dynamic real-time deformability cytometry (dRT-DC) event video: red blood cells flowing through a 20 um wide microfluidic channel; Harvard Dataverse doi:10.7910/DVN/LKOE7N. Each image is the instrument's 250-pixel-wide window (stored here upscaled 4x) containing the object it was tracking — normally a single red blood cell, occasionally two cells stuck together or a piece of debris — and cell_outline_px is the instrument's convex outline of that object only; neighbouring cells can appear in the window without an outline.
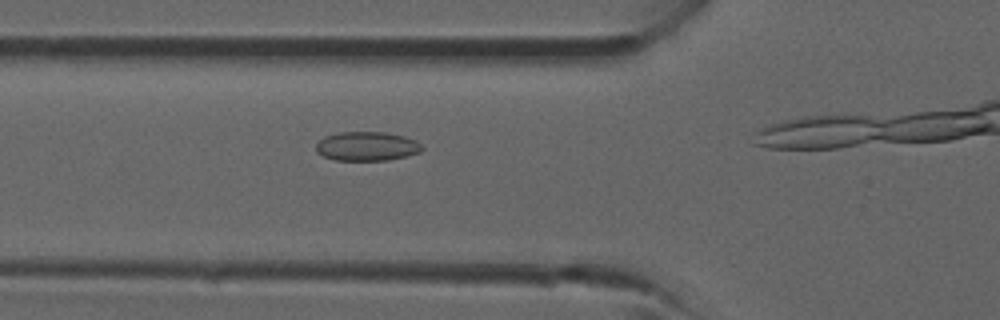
{"species": "common noctule bat (a hibernating species)", "species_latin": "Nyctalus noctula", "temperature_condition": "room temperature", "stored_images_in_passage": 7, "camera_frame_rate_fps": 3000, "um_per_image_px": 0.085, "animal": {"sex": "male", "forearm_length_mm": 52.5}, "frame": {"image": 1, "passage_image": 4, "time_ms": 1.0, "image_size_px": [1000, 320], "cell_outline_px": [[424, 148], [420, 152], [388, 160], [336, 160], [324, 156], [316, 152], [316, 144], [324, 136], [340, 132], [384, 132], [404, 136], [416, 140]], "centroid_in_image_um": [31.18, 12.42], "position_along_channel_um": 94.6, "area_um2": 17.92}}
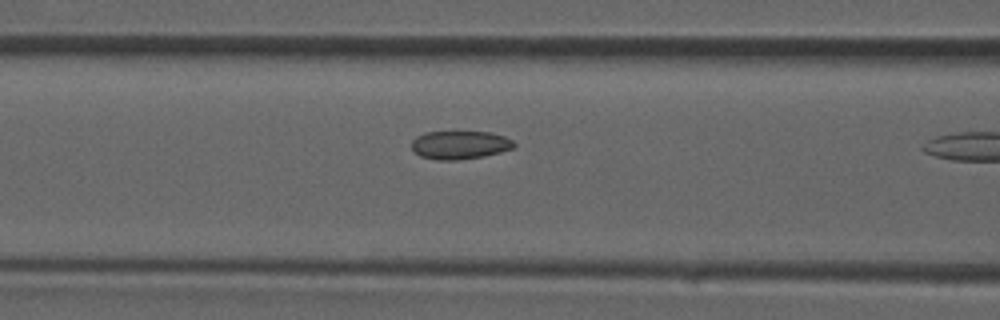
{"frame": {"image": 2, "passage_image": 6, "time_ms": 1.667, "image_size_px": [1000, 320], "cell_outline_px": [[516, 144], [512, 148], [500, 152], [484, 156], [456, 160], [436, 160], [420, 156], [412, 152], [412, 140], [416, 136], [424, 132], [488, 132], [504, 136], [512, 140]], "centroid_in_image_um": [39.04, 12.32], "position_along_channel_um": 127.6, "area_um2": 16.94}}